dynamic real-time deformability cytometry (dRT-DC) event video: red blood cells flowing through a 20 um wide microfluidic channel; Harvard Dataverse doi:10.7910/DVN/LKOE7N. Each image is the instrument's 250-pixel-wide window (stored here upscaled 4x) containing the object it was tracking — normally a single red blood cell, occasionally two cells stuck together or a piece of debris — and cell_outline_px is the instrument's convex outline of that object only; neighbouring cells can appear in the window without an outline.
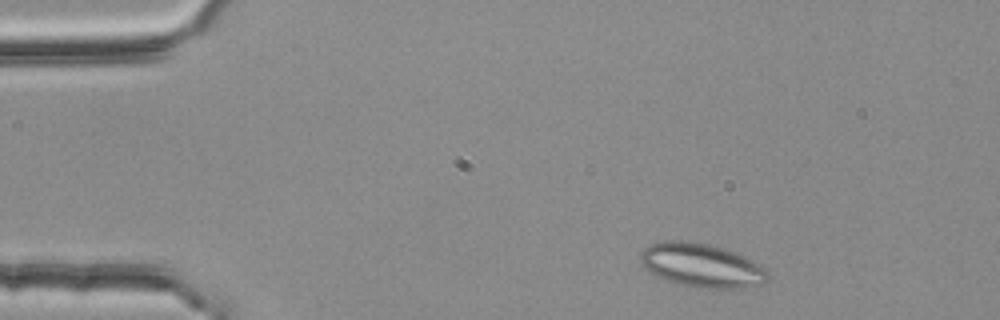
{"species": "common noctule bat (a hibernating species)", "species_latin": "Nyctalus noctula", "temperature_condition": "room temperature", "stored_images_in_passage": 46, "segment_of_instrument_passage": [1, 2], "camera_frame_rate_fps": 3000, "um_per_image_px": 0.085, "animal": {"sex": "female", "body_mass_g": 25.1}, "frame": {"image": 1, "passage_image": 3, "time_ms": 0.667, "image_size_px": [1000, 320], "cell_outline_px": [[768, 280], [764, 284], [744, 288], [696, 288], [680, 284], [656, 276], [644, 268], [640, 260], [640, 252], [644, 248], [652, 244], [664, 240], [680, 240], [704, 244], [724, 248], [736, 252], [760, 264], [768, 272]], "centroid_in_image_um": [59.65, 22.56], "position_along_channel_um": 25.4, "area_um2": 32.6}}